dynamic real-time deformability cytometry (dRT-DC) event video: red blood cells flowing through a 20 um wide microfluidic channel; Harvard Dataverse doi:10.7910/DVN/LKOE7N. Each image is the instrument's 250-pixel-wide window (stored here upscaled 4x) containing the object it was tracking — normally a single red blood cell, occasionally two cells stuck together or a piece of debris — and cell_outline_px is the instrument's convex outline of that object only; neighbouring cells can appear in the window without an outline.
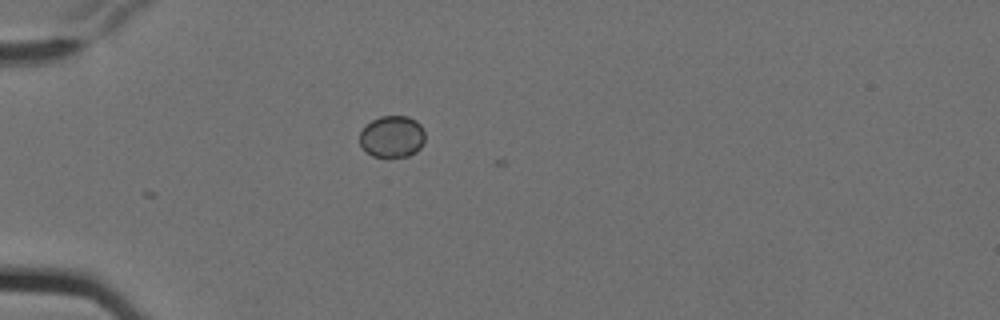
{"species": "Egyptian fruit bat (a non-hibernating species)", "species_latin": "Rousettus aegyptiacus", "temperature_condition": "cold", "stored_images_in_passage": 6, "camera_frame_rate_fps": 3000, "um_per_image_px": 0.085, "animal": {"sex": "female"}, "frame": {"image": 1, "passage_image": 5, "time_ms": 1.333, "image_size_px": [1000, 320], "cell_outline_px": [[424, 140], [420, 148], [416, 152], [408, 156], [372, 156], [360, 144], [360, 132], [372, 120], [380, 116], [408, 116], [416, 120], [424, 128]], "centroid_in_image_um": [33.36, 11.59], "position_along_channel_um": 51.6, "area_um2": 15.78}}